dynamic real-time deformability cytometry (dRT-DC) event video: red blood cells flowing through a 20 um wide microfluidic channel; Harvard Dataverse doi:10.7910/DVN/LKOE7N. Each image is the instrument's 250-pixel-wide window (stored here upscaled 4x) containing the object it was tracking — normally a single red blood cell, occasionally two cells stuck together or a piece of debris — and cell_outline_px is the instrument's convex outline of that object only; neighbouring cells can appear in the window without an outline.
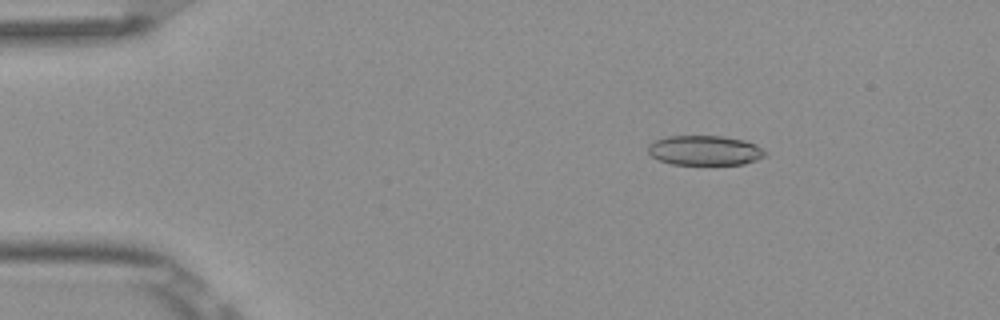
{"species": "Egyptian fruit bat (a non-hibernating species)", "species_latin": "Rousettus aegyptiacus", "temperature_condition": "room temperature", "stored_images_in_passage": 4, "camera_frame_rate_fps": 3000, "um_per_image_px": 0.085, "frame": {"image": 1, "passage_image": 3, "time_ms": 0.667, "image_size_px": [1000, 320], "cell_outline_px": [[768, 156], [744, 164], [672, 164], [660, 160], [652, 156], [648, 152], [648, 144], [656, 140], [668, 136], [724, 136], [744, 140], [756, 144], [764, 148], [768, 152]], "centroid_in_image_um": [59.97, 12.78], "position_along_channel_um": 25.0, "area_um2": 20.46}}